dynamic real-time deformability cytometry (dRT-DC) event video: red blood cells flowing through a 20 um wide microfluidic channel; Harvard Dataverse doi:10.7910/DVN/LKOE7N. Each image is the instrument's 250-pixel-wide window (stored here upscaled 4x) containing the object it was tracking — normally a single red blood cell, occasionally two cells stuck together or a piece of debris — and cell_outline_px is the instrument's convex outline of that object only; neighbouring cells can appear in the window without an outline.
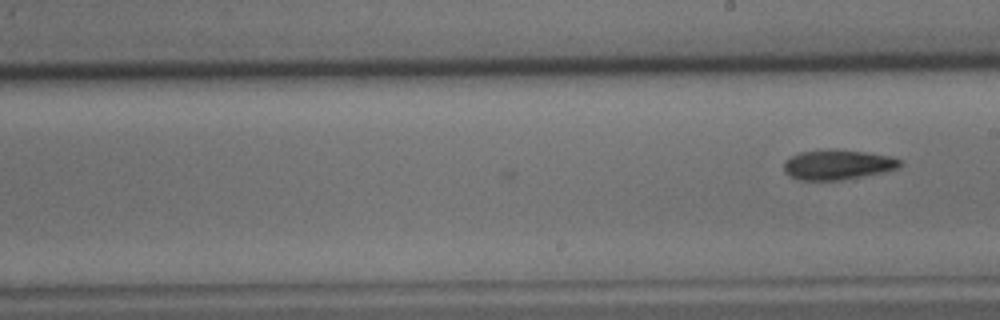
{"species": "common noctule bat (a hibernating species)", "species_latin": "Nyctalus noctula", "temperature_condition": "cold", "stored_images_in_passage": 10, "camera_frame_rate_fps": 3000, "um_per_image_px": 0.085, "animal": {"sex": "male", "body_mass_g": 15.6}, "frame": {"image": 1, "passage_image": 10, "time_ms": 3.0, "image_size_px": [1000, 320], "cell_outline_px": [[900, 168], [840, 180], [800, 180], [788, 176], [784, 172], [784, 160], [800, 152], [832, 148], [864, 152], [888, 156], [900, 160]], "centroid_in_image_um": [71.12, 13.99], "position_along_channel_um": 217.9, "area_um2": 20.11}}